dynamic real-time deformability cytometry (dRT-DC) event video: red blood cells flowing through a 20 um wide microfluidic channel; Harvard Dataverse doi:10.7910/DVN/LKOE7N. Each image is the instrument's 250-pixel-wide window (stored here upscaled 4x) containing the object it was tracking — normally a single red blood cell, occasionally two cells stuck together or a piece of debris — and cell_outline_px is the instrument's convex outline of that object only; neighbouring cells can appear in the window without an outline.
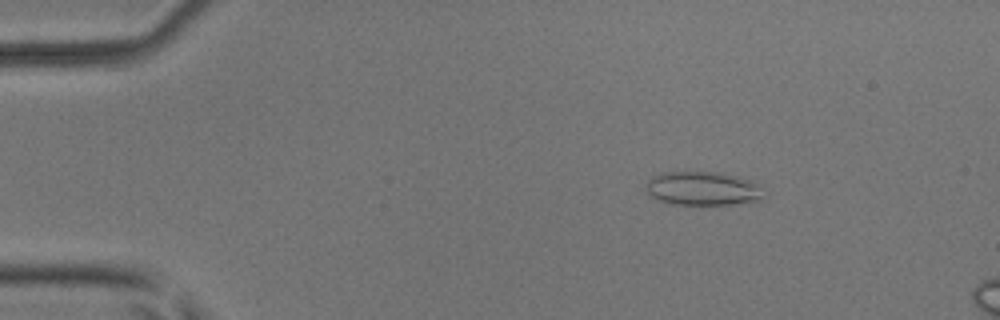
{"species": "common noctule bat (a hibernating species)", "species_latin": "Nyctalus noctula", "temperature_condition": "room temperature", "stored_images_in_passage": 14, "camera_frame_rate_fps": 3000, "um_per_image_px": 0.085, "animal": {"sex": "male", "body_mass_g": 17.9, "forearm_length_mm": 54.2}, "frame": {"image": 1, "passage_image": 8, "time_ms": 2.333, "image_size_px": [1000, 320], "cell_outline_px": [[760, 200], [732, 204], [672, 204], [660, 200], [652, 196], [644, 188], [644, 184], [652, 176], [660, 172], [720, 172], [752, 180], [760, 196]], "centroid_in_image_um": [59.61, 16.0], "position_along_channel_um": 25.4, "area_um2": 22.77}}